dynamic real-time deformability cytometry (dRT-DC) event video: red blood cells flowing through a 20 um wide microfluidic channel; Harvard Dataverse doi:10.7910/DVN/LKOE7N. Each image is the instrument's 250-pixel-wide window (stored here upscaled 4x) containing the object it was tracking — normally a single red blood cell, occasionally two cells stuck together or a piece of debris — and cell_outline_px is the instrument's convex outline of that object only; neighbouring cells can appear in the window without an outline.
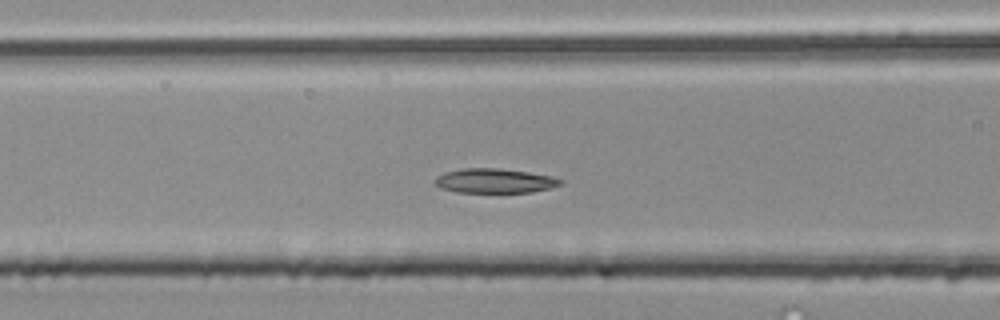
{"species": "common noctule bat (a hibernating species)", "species_latin": "Nyctalus noctula", "temperature_condition": "room temperature", "stored_images_in_passage": 49, "camera_frame_rate_fps": 3000, "um_per_image_px": 0.085, "animal": {"sex": "male", "body_mass_g": 20.4}, "frame": {"image": 1, "passage_image": 17, "time_ms": 5.333, "image_size_px": [1000, 320], "cell_outline_px": [[564, 184], [532, 192], [456, 192], [440, 188], [432, 184], [436, 176], [444, 172], [464, 168], [500, 168], [528, 172], [552, 176], [564, 180]], "centroid_in_image_um": [42.02, 15.36], "position_along_channel_um": 124.6, "area_um2": 18.09}}
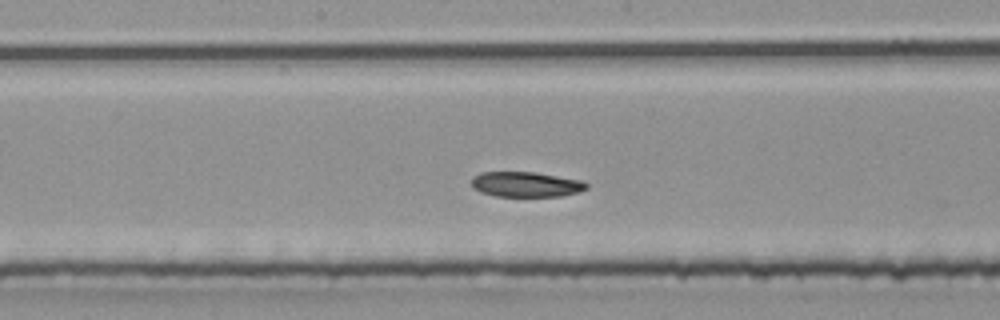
{"frame": {"image": 2, "passage_image": 23, "time_ms": 7.333, "image_size_px": [1000, 320], "cell_outline_px": [[588, 188], [580, 192], [560, 196], [496, 196], [480, 192], [472, 188], [472, 176], [480, 172], [536, 172], [584, 180], [588, 184]], "centroid_in_image_um": [44.73, 15.66], "position_along_channel_um": 203.5, "area_um2": 17.11}}
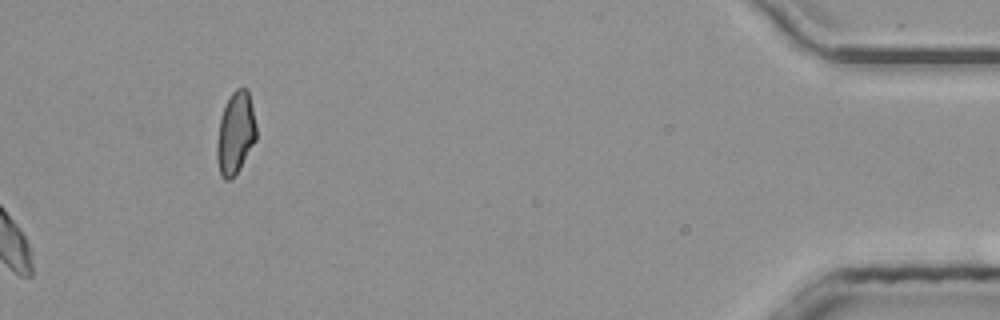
{"frame": {"image": 3, "passage_image": 49, "time_ms": 16.0, "image_size_px": [1000, 320], "cell_outline_px": [[256, 140], [236, 176], [228, 180], [224, 180], [220, 176], [216, 160], [216, 144], [220, 116], [232, 92], [236, 88], [248, 88], [256, 124]], "centroid_in_image_um": [20.0, 11.36], "position_along_channel_um": 415.2, "area_um2": 19.19}, "authors_computed_cell_mechanics": {"area_um2": 17.9758, "velocity_mm_per_s": 3.9525, "shape_relaxation_time_tau1_ms": 3.2847, "shape_relaxation_time_tau2_ms": null, "deformation_change_tau1": 0.0809, "deformation_change_tau2": null}}